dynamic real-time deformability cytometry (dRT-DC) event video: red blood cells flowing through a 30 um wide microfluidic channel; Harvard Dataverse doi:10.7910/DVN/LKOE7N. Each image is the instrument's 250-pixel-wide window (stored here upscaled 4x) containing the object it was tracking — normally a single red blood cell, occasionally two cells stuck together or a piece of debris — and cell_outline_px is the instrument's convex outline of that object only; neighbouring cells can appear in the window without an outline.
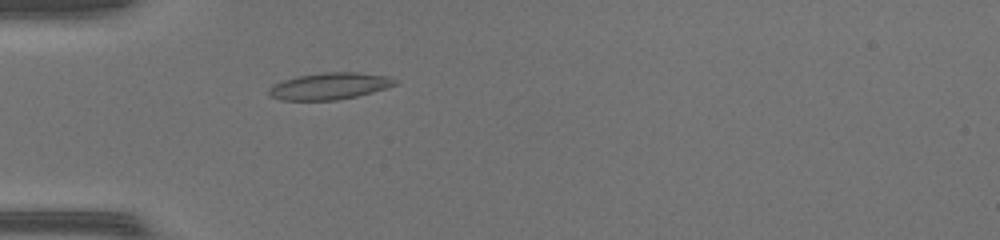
{"species": "common noctule bat (a hibernating species)", "species_latin": "Nyctalus noctula", "temperature_condition": "warm", "stored_images_in_passage": 34, "camera_frame_rate_fps": 3000, "um_per_image_px": 0.085, "animal": {"sex": "female", "body_mass_g": 17.0, "forearm_length_mm": 48.0}, "frame": {"image": 1, "passage_image": 1, "time_ms": 0.0, "image_size_px": [1000, 240], "cell_outline_px": [[400, 80], [396, 84], [388, 88], [356, 96], [336, 100], [280, 100], [268, 96], [268, 88], [272, 84], [296, 76], [324, 72], [356, 72], [392, 76]], "centroid_in_image_um": [28.03, 7.31], "position_along_channel_um": 57.0, "area_um2": 20.0}}
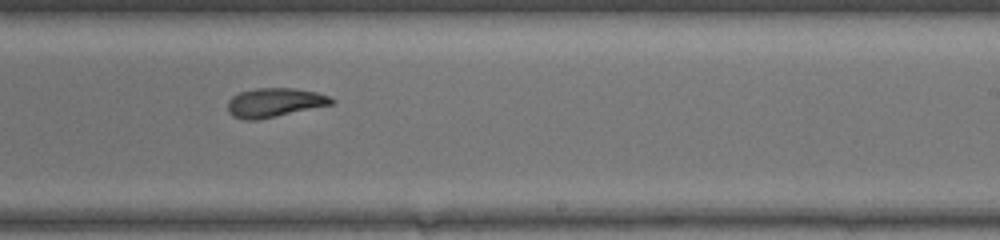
{"frame": {"image": 2, "passage_image": 16, "time_ms": 5.0, "image_size_px": [1000, 240], "cell_outline_px": [[336, 104], [256, 120], [244, 120], [232, 116], [228, 112], [228, 100], [232, 96], [240, 92], [256, 88], [296, 88], [316, 92], [328, 96], [336, 100]], "centroid_in_image_um": [23.36, 8.72], "position_along_channel_um": 265.6, "area_um2": 17.74}}
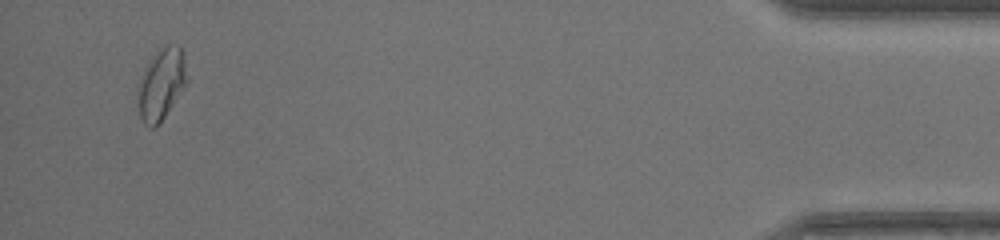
{"frame": {"image": 3, "passage_image": 32, "time_ms": 10.333, "image_size_px": [1000, 240], "cell_outline_px": [[188, 84], [160, 124], [156, 128], [148, 128], [144, 124], [140, 116], [136, 104], [136, 88], [140, 76], [148, 60], [156, 48], [168, 44], [180, 48], [184, 52], [188, 80]], "centroid_in_image_um": [13.69, 7.17], "position_along_channel_um": 421.5, "area_um2": 21.62}, "authors_computed_cell_mechanics": {"area_um2": 18.1781, "velocity_mm_per_s": 4.3408, "shape_relaxation_time_tau1_ms": null, "shape_relaxation_time_tau2_ms": 2.3763, "deformation_change_tau1": null, "deformation_change_tau2": 0.0851}}